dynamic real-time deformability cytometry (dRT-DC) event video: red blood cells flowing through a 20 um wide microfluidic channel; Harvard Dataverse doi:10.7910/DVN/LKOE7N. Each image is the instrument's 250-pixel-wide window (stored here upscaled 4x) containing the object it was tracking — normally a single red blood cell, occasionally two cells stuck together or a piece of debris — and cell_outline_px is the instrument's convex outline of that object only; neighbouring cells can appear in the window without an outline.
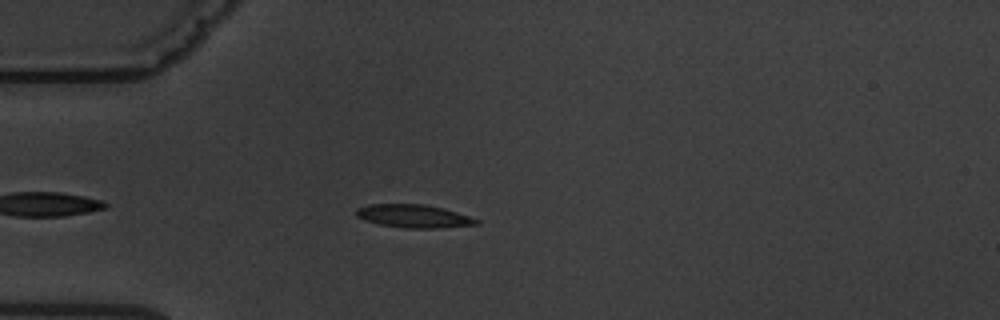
{"species": "common noctule bat (a hibernating species)", "species_latin": "Nyctalus noctula", "temperature_condition": "warm", "stored_images_in_passage": 4, "camera_frame_rate_fps": 3000, "um_per_image_px": 0.085, "animal": {"sex": "male", "body_mass_g": 19.5, "forearm_length_mm": 54.6}, "frame": {"image": 1, "passage_image": 4, "time_ms": 4.333, "image_size_px": [1000, 320], "cell_outline_px": [[480, 224], [436, 228], [404, 228], [380, 224], [364, 220], [356, 216], [356, 208], [368, 204], [424, 204], [444, 208], [480, 220]], "centroid_in_image_um": [35.15, 18.36], "position_along_channel_um": 49.9, "area_um2": 16.18}}